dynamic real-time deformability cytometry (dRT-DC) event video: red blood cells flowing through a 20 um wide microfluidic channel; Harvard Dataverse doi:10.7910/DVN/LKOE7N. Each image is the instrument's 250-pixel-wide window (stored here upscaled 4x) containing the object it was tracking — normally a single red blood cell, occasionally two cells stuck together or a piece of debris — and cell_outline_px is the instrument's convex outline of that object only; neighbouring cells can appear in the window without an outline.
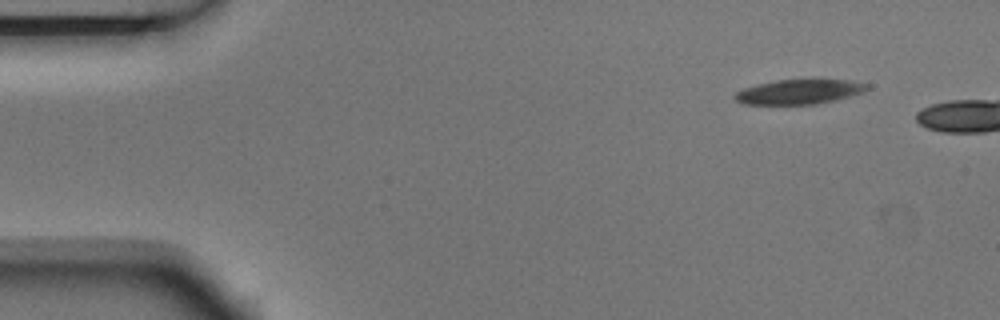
{"species": "Egyptian fruit bat (a non-hibernating species)", "species_latin": "Rousettus aegyptiacus", "temperature_condition": "room temperature", "stored_images_in_passage": 4, "camera_frame_rate_fps": 3000, "um_per_image_px": 0.085, "animal": {"sex": "male"}, "frame": {"image": 1, "passage_image": 1, "time_ms": 0.0, "image_size_px": [1000, 320], "cell_outline_px": [[872, 84], [864, 92], [836, 100], [816, 104], [744, 104], [736, 100], [732, 96], [736, 92], [744, 88], [756, 84], [776, 80], [812, 76], [852, 80]], "centroid_in_image_um": [68.02, 7.74], "position_along_channel_um": 17.0, "area_um2": 20.17}}